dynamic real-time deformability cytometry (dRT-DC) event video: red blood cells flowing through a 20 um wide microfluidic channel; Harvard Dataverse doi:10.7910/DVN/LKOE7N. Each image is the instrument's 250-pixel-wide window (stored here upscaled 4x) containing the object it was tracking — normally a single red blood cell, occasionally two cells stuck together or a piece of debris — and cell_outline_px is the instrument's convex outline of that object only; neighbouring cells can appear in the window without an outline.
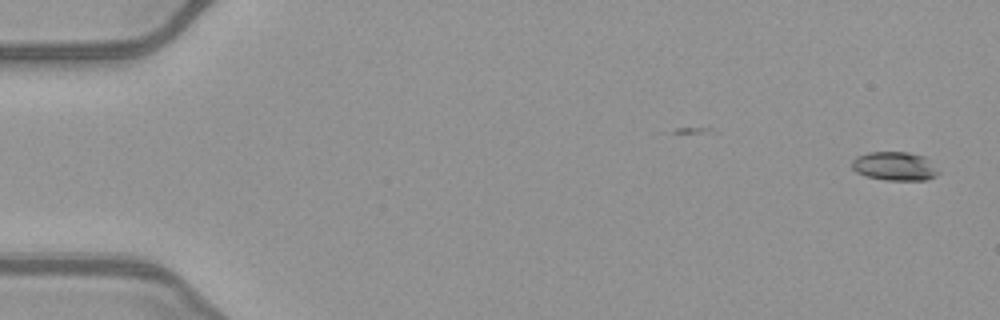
{"species": "common noctule bat (a hibernating species)", "species_latin": "Nyctalus noctula", "temperature_condition": "warm", "stored_images_in_passage": 51, "camera_frame_rate_fps": 3000, "um_per_image_px": 0.085, "animal": {"sex": "female", "body_mass_g": 21.9}, "frame": {"image": 1, "passage_image": 1, "time_ms": 0.0, "image_size_px": [1000, 320], "cell_outline_px": [[940, 172], [936, 176], [928, 180], [884, 180], [864, 176], [856, 172], [852, 168], [852, 160], [856, 156], [868, 152], [908, 152], [924, 156]], "centroid_in_image_um": [76.02, 14.13], "position_along_channel_um": 9.0, "area_um2": 14.62}}
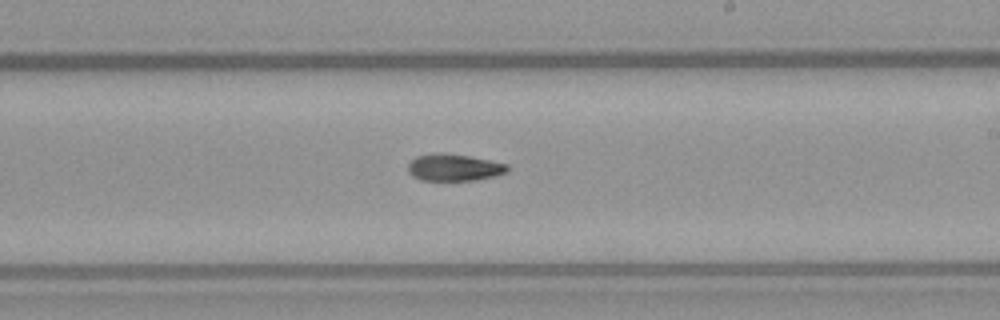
{"frame": {"image": 2, "passage_image": 30, "time_ms": 9.667, "image_size_px": [1000, 320], "cell_outline_px": [[508, 172], [496, 176], [476, 180], [420, 180], [412, 176], [408, 172], [408, 164], [416, 156], [468, 156], [508, 164]], "centroid_in_image_um": [38.64, 14.29], "position_along_channel_um": 250.4, "area_um2": 14.85}}
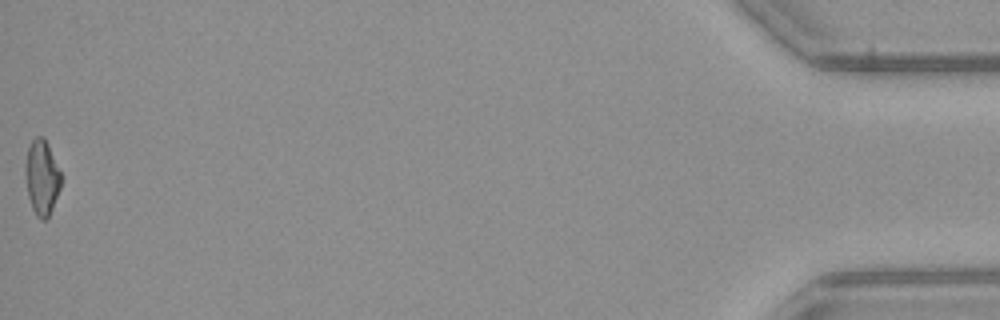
{"frame": {"image": 3, "passage_image": 51, "time_ms": 16.667, "image_size_px": [1000, 320], "cell_outline_px": [[60, 188], [52, 208], [48, 216], [44, 220], [40, 220], [36, 216], [32, 208], [28, 196], [24, 172], [24, 164], [28, 148], [32, 140], [36, 136], [44, 136], [48, 144], [60, 172]], "centroid_in_image_um": [3.52, 15.07], "position_along_channel_um": 431.7, "area_um2": 15.55}, "authors_computed_cell_mechanics": {"area_um2": 15.5482, "velocity_mm_per_s": 4.0502, "shape_relaxation_time_tau1_ms": 9.3819, "shape_relaxation_time_tau2_ms": null, "deformation_change_tau1": 0.2234, "deformation_change_tau2": null}}